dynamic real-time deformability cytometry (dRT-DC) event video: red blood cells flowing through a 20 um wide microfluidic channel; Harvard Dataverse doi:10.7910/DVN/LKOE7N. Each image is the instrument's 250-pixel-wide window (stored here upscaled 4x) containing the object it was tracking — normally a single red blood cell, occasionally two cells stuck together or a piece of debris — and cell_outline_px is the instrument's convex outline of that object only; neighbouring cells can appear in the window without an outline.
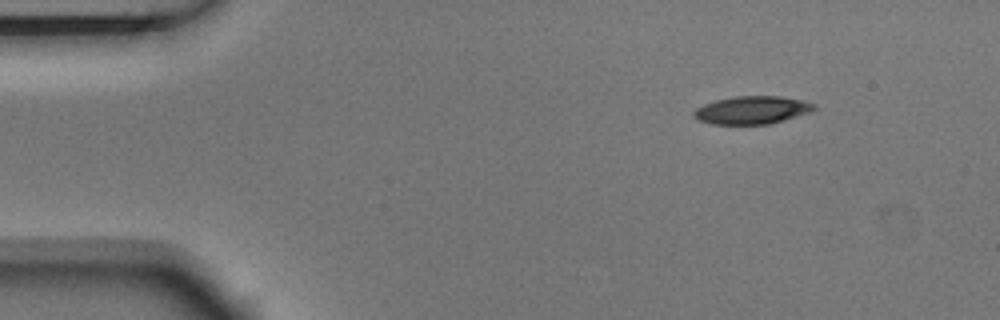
{"species": "Egyptian fruit bat (a non-hibernating species)", "species_latin": "Rousettus aegyptiacus", "temperature_condition": "room temperature", "stored_images_in_passage": 3, "camera_frame_rate_fps": 3000, "um_per_image_px": 0.085, "animal": {"sex": "male"}, "frame": {"image": 1, "passage_image": 1, "time_ms": 0.0, "image_size_px": [1000, 320], "cell_outline_px": [[816, 108], [808, 112], [784, 120], [768, 124], [712, 124], [700, 120], [692, 116], [692, 112], [696, 108], [704, 104], [716, 100], [736, 96], [780, 96], [804, 100], [816, 104]], "centroid_in_image_um": [63.91, 9.35], "position_along_channel_um": 21.1, "area_um2": 19.48}}
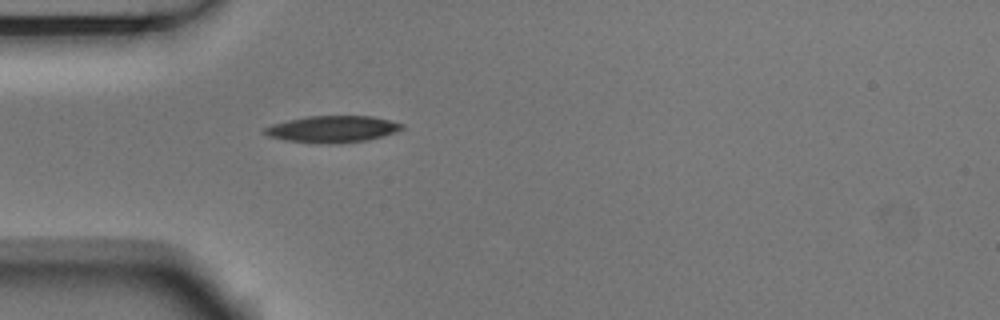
{"frame": {"image": 2, "passage_image": 3, "time_ms": 0.667, "image_size_px": [1000, 320], "cell_outline_px": [[404, 128], [396, 132], [384, 136], [368, 140], [340, 144], [328, 144], [284, 140], [268, 136], [260, 132], [260, 128], [272, 124], [288, 120], [308, 116], [372, 116], [404, 124]], "centroid_in_image_um": [28.22, 10.98], "position_along_channel_um": 56.8, "area_um2": 21.68}}